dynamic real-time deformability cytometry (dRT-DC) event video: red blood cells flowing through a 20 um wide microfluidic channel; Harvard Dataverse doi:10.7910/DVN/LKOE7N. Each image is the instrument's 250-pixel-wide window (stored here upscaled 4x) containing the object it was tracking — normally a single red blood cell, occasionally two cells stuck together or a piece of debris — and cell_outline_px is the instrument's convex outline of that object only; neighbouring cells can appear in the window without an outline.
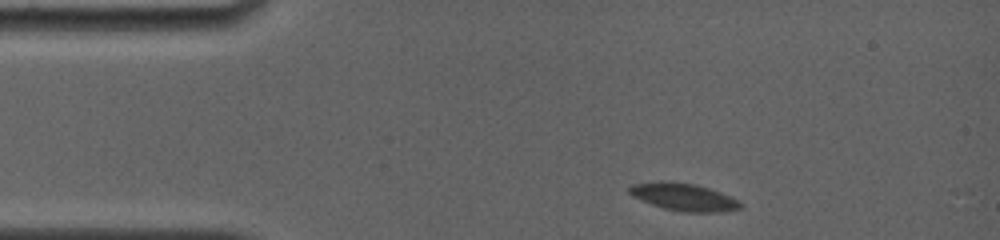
{"species": "common noctule bat (a hibernating species)", "species_latin": "Nyctalus noctula", "temperature_condition": "room temperature", "stored_images_in_passage": 2, "camera_frame_rate_fps": 4000, "um_per_image_px": 0.085, "animal": {"sex": "female", "body_mass_g": 19.0, "forearm_length_mm": 56.7}, "frame": {"image": 1, "passage_image": 1, "time_ms": 0.0, "image_size_px": [1000, 240], "cell_outline_px": [[744, 204], [740, 208], [720, 212], [684, 212], [664, 208], [652, 204], [632, 196], [628, 192], [628, 188], [632, 184], [660, 180], [668, 180], [696, 184], [720, 192]], "centroid_in_image_um": [58.07, 16.72], "position_along_channel_um": 26.9, "area_um2": 17.8}}